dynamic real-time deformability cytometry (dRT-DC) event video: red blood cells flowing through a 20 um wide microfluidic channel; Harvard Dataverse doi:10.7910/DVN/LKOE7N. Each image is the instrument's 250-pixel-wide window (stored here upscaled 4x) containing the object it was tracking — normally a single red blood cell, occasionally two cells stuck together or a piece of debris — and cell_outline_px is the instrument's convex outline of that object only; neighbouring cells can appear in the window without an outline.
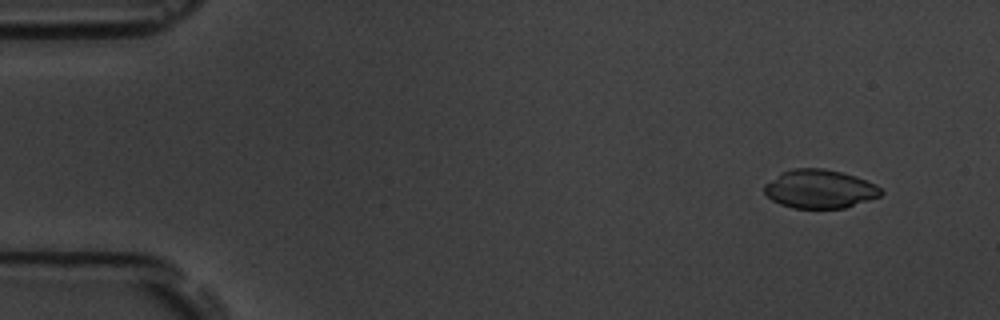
{"species": "common noctule bat (a hibernating species)", "species_latin": "Nyctalus noctula", "temperature_condition": "room temperature", "stored_images_in_passage": 6, "camera_frame_rate_fps": 3000, "um_per_image_px": 0.085, "animal": {"sex": "male", "body_mass_g": 19.5, "forearm_length_mm": 54.6}, "frame": {"image": 1, "passage_image": 1, "time_ms": 0.0, "image_size_px": [1000, 320], "cell_outline_px": [[884, 192], [880, 196], [844, 208], [792, 208], [780, 204], [772, 200], [764, 192], [764, 184], [780, 172], [792, 168], [824, 168], [856, 176], [876, 184]], "centroid_in_image_um": [69.65, 16.05], "position_along_channel_um": 15.3, "area_um2": 26.36}}
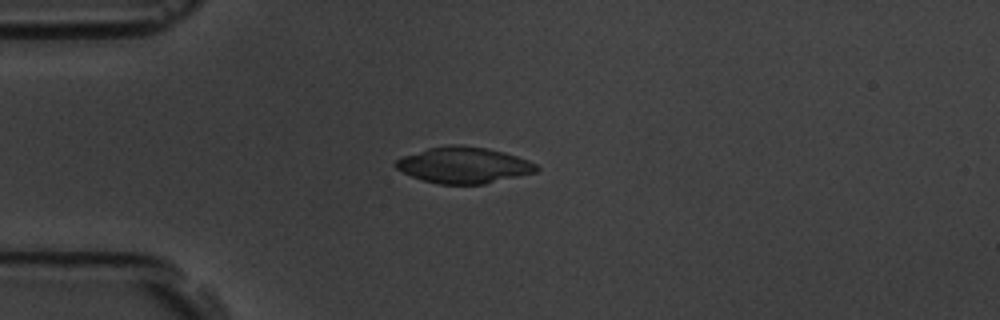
{"frame": {"image": 2, "passage_image": 4, "time_ms": 3.333, "image_size_px": [1000, 320], "cell_outline_px": [[540, 168], [536, 172], [484, 184], [440, 184], [424, 180], [412, 176], [396, 168], [392, 164], [396, 160], [404, 156], [428, 148], [452, 144], [460, 144], [488, 148], [504, 152], [528, 160], [536, 164]], "centroid_in_image_um": [39.43, 14.03], "position_along_channel_um": 45.6, "area_um2": 29.54}}
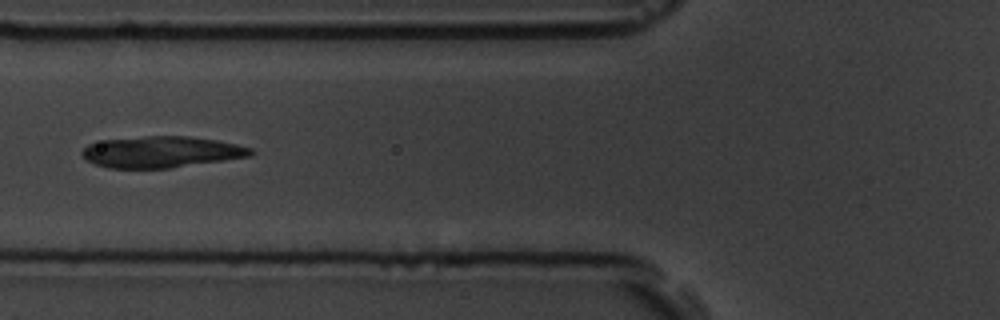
{"frame": {"image": 3, "passage_image": 6, "time_ms": 5.667, "image_size_px": [1000, 320], "cell_outline_px": [[256, 152], [252, 156], [168, 168], [108, 168], [96, 164], [88, 160], [80, 152], [88, 144], [104, 140], [144, 136], [188, 136], [216, 140], [236, 144], [252, 148]], "centroid_in_image_um": [13.74, 12.91], "position_along_channel_um": 112.1, "area_um2": 30.63}}